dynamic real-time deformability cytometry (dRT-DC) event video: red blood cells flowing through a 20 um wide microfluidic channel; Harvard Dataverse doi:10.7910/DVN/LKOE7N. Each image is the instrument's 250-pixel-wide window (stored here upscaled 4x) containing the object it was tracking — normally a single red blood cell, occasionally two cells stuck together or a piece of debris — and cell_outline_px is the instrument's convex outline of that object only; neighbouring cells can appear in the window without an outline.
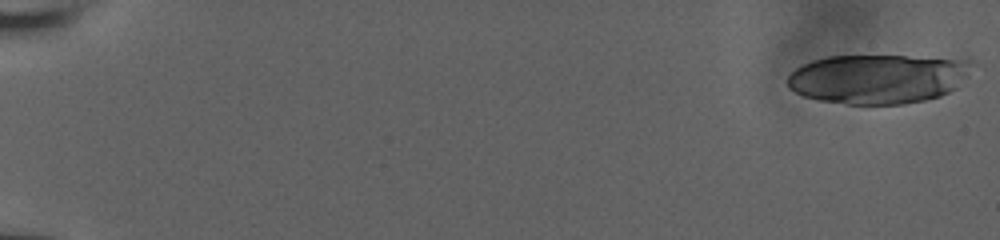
{"species": "human", "species_latin": "Homo sapiens", "temperature_condition": "room temperature", "stored_images_in_passage": 22, "camera_frame_rate_fps": 3000, "um_per_image_px": 0.085, "donor": {"sex": "male"}, "frame": {"image": 1, "passage_image": 1, "time_ms": 0.0, "image_size_px": [1000, 240], "cell_outline_px": [[972, 60], [968, 76], [956, 88], [940, 96], [924, 100], [904, 104], [848, 104], [816, 100], [804, 96], [788, 88], [784, 80], [796, 68], [804, 64], [828, 56], [904, 56]], "centroid_in_image_um": [74.6, 6.71], "position_along_channel_um": 10.4, "area_um2": 53.12}}
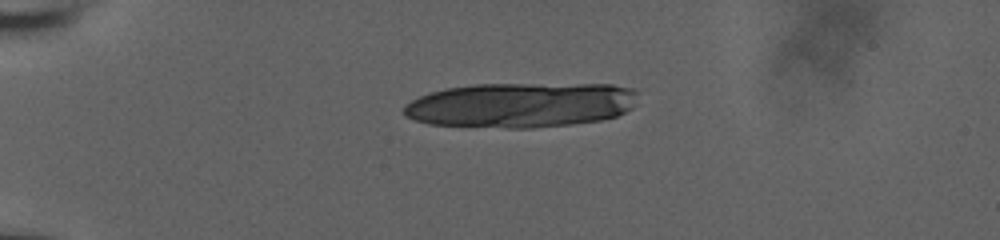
{"frame": {"image": 2, "passage_image": 15, "time_ms": 4.667, "image_size_px": [1000, 240], "cell_outline_px": [[640, 92], [632, 108], [616, 116], [600, 120], [572, 124], [532, 128], [508, 128], [428, 124], [404, 116], [404, 108], [412, 100], [420, 96], [432, 92], [448, 88], [476, 84], [612, 84], [632, 88]], "centroid_in_image_um": [44.33, 8.92], "position_along_channel_um": 40.7, "area_um2": 61.5}}